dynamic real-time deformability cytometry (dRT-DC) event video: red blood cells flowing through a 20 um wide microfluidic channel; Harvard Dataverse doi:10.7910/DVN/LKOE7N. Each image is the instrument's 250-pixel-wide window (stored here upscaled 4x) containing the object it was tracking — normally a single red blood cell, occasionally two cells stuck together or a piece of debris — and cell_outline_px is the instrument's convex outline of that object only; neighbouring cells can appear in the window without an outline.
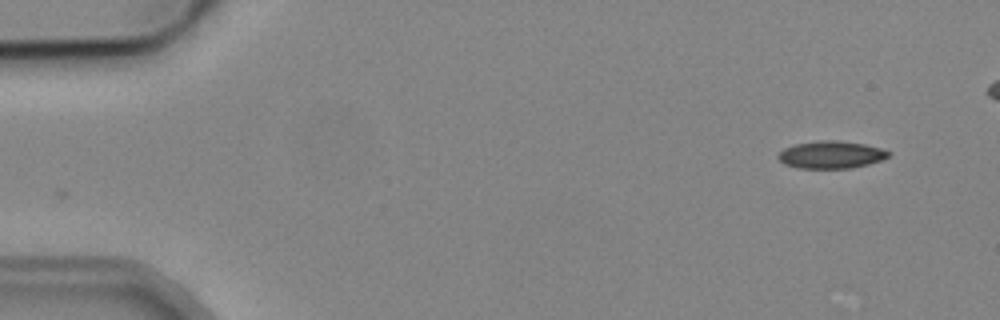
{"species": "common noctule bat (a hibernating species)", "species_latin": "Nyctalus noctula", "temperature_condition": "cold", "stored_images_in_passage": 2, "camera_frame_rate_fps": 3000, "um_per_image_px": 0.085, "animal": {"sex": "male", "body_mass_g": 19.2, "forearm_length_mm": 51.8}, "frame": {"image": 1, "passage_image": 2, "time_ms": 1.333, "image_size_px": [1000, 320], "cell_outline_px": [[892, 152], [888, 156], [880, 160], [868, 164], [852, 168], [796, 168], [784, 164], [776, 156], [784, 148], [796, 144], [824, 140], [836, 140], [864, 144], [880, 148]], "centroid_in_image_um": [70.63, 13.15], "position_along_channel_um": 14.4, "area_um2": 17.51}}